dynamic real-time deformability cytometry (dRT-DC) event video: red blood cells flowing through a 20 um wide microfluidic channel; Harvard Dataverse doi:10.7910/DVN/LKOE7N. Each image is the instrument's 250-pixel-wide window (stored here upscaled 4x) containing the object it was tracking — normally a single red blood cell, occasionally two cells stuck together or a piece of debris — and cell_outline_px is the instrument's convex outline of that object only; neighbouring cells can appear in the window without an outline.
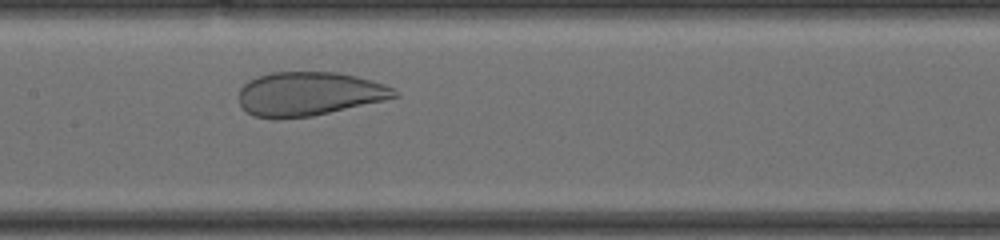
{"species": "human", "species_latin": "Homo sapiens", "temperature_condition": "cold", "stored_images_in_passage": 21, "camera_frame_rate_fps": 3000, "um_per_image_px": 0.085, "donor": {"sex": "male"}, "frame": {"image": 1, "passage_image": 10, "time_ms": 4.667, "image_size_px": [1000, 240], "cell_outline_px": [[400, 96], [384, 100], [312, 116], [252, 116], [240, 104], [240, 88], [248, 80], [256, 76], [272, 72], [336, 72], [356, 76], [384, 84], [392, 88]], "centroid_in_image_um": [26.28, 7.94], "position_along_channel_um": 181.1, "area_um2": 38.96}}
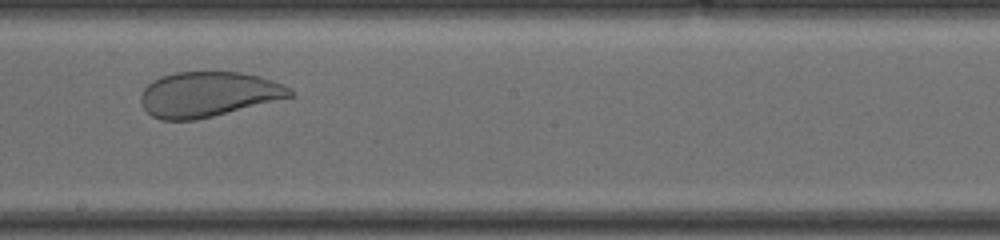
{"frame": {"image": 2, "passage_image": 12, "time_ms": 6.0, "image_size_px": [1000, 240], "cell_outline_px": [[296, 96], [196, 120], [160, 120], [152, 116], [144, 108], [140, 100], [140, 96], [144, 88], [152, 80], [160, 76], [176, 72], [240, 72], [260, 76], [284, 84], [292, 88], [296, 92]], "centroid_in_image_um": [17.74, 8.01], "position_along_channel_um": 230.5, "area_um2": 39.54}, "authors_computed_cell_mechanics": {"area_um2": 46.5868, "velocity_mm_per_s": 3.7227, "shape_relaxation_time_tau1_ms": 8.7926, "shape_relaxation_time_tau2_ms": null, "deformation_change_tau1": 0.1815, "deformation_change_tau2": null}}